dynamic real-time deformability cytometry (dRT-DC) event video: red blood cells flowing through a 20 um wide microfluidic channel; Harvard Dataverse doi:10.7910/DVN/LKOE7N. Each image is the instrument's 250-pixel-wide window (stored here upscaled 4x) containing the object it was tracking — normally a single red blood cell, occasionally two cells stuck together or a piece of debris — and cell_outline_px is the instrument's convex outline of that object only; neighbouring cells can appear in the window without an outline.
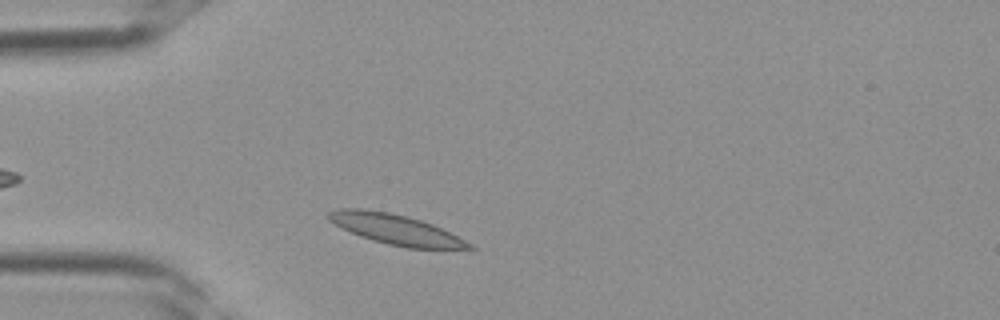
{"species": "Egyptian fruit bat (a non-hibernating species)", "species_latin": "Rousettus aegyptiacus", "temperature_condition": "room temperature", "stored_images_in_passage": 26, "camera_frame_rate_fps": 3000, "um_per_image_px": 0.085, "frame": {"image": 1, "passage_image": 2, "time_ms": 0.333, "image_size_px": [1000, 320], "cell_outline_px": [[476, 248], [408, 248], [388, 244], [372, 240], [360, 236], [328, 220], [324, 216], [328, 212], [340, 208], [360, 208], [388, 212], [420, 220], [432, 224], [472, 244]], "centroid_in_image_um": [33.57, 19.48], "position_along_channel_um": 51.4, "area_um2": 24.16}}
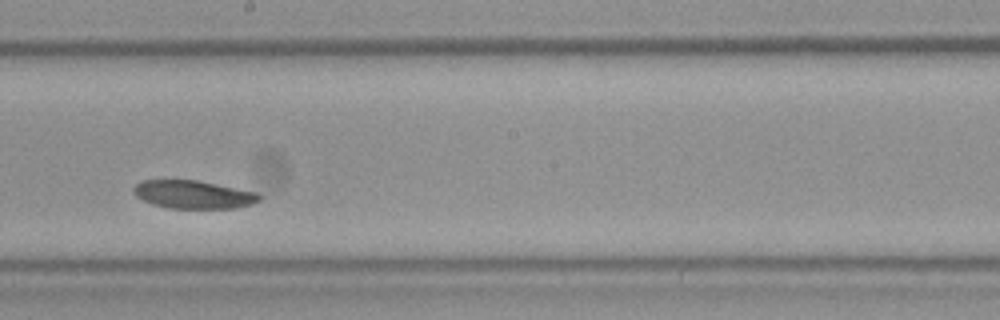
{"frame": {"image": 2, "passage_image": 13, "time_ms": 4.0, "image_size_px": [1000, 320], "cell_outline_px": [[260, 200], [252, 204], [236, 208], [168, 208], [152, 204], [136, 196], [132, 192], [132, 188], [140, 180], [196, 180], [256, 192], [260, 196]], "centroid_in_image_um": [16.39, 16.53], "position_along_channel_um": 231.8, "area_um2": 20.52}}
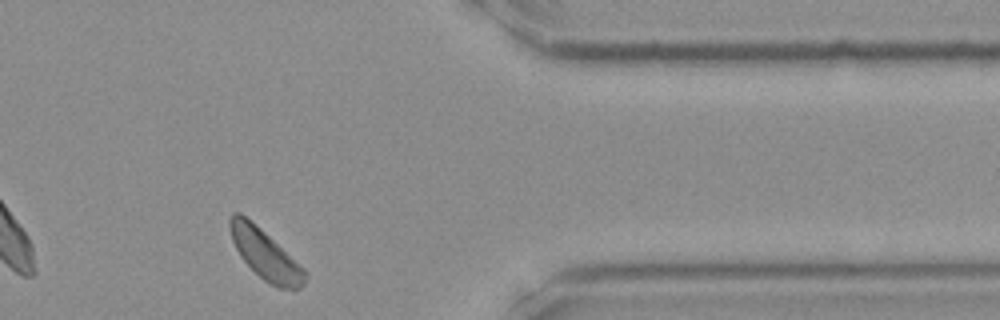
{"frame": {"image": 3, "passage_image": 23, "time_ms": 7.333, "image_size_px": [1000, 320], "cell_outline_px": [[308, 276], [304, 284], [300, 288], [292, 292], [280, 288], [264, 280], [240, 256], [232, 240], [228, 228], [228, 220], [232, 212], [240, 212], [260, 228], [304, 268], [308, 272]], "centroid_in_image_um": [22.56, 21.64], "position_along_channel_um": 388.8, "area_um2": 21.73}}